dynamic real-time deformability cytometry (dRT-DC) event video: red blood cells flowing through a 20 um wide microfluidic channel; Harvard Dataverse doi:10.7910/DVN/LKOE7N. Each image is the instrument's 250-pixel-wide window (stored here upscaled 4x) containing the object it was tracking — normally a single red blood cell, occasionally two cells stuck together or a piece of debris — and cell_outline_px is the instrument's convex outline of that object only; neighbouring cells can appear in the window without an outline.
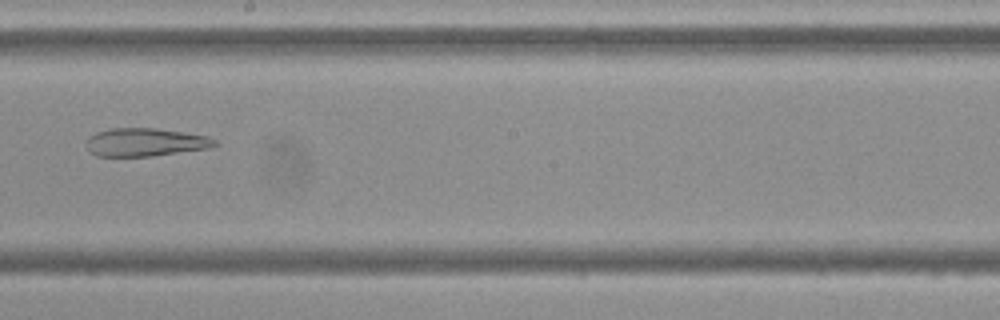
{"species": "Egyptian fruit bat (a non-hibernating species)", "species_latin": "Rousettus aegyptiacus", "temperature_condition": "cold", "stored_images_in_passage": 7, "camera_frame_rate_fps": 3000, "um_per_image_px": 0.085, "frame": {"image": 1, "passage_image": 5, "time_ms": 4.667, "image_size_px": [1000, 320], "cell_outline_px": [[220, 144], [208, 148], [152, 156], [96, 156], [88, 152], [84, 144], [88, 136], [96, 132], [108, 128], [156, 128], [208, 136], [216, 140]], "centroid_in_image_um": [12.29, 12.09], "position_along_channel_um": 235.9, "area_um2": 21.33}}